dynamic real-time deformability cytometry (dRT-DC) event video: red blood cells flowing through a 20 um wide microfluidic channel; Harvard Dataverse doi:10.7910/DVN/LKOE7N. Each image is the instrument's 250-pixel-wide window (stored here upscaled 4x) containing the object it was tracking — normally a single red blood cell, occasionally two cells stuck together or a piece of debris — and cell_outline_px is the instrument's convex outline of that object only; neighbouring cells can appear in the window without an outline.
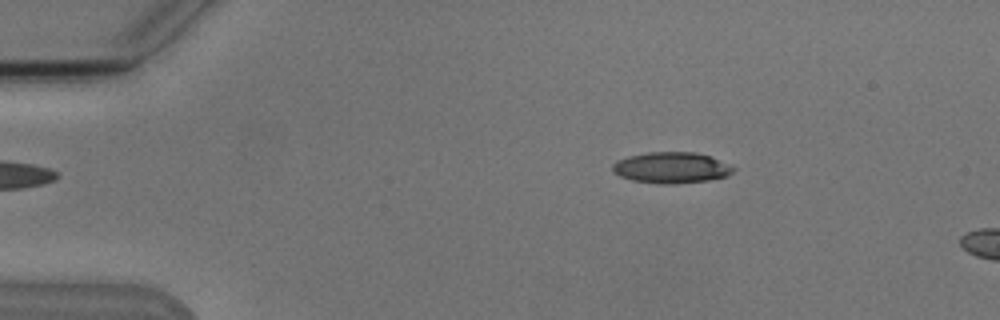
{"species": "Egyptian fruit bat (a non-hibernating species)", "species_latin": "Rousettus aegyptiacus", "temperature_condition": "cold", "stored_images_in_passage": 3, "camera_frame_rate_fps": 3000, "um_per_image_px": 0.085, "animal": {"sex": "male"}, "frame": {"image": 1, "passage_image": 2, "time_ms": 1.0, "image_size_px": [1000, 320], "cell_outline_px": [[736, 168], [728, 176], [708, 180], [672, 184], [660, 184], [632, 180], [620, 176], [612, 172], [612, 164], [616, 160], [628, 156], [648, 152], [696, 152], [712, 156]], "centroid_in_image_um": [57.05, 14.25], "position_along_channel_um": 27.9, "area_um2": 22.02}}